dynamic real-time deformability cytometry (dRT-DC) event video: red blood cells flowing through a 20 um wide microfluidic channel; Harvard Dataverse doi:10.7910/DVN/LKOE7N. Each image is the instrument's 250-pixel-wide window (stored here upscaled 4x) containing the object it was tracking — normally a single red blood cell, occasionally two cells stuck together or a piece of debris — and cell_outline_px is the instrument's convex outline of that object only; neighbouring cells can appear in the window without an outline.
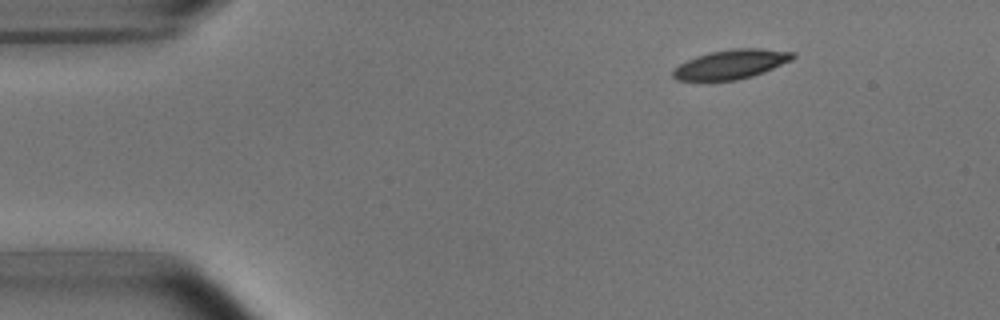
{"species": "common noctule bat (a hibernating species)", "species_latin": "Nyctalus noctula", "temperature_condition": "room temperature", "stored_images_in_passage": 5, "segment_of_instrument_passage": [2, 2], "camera_frame_rate_fps": 3000, "um_per_image_px": 0.085, "animal": {"sex": "male", "body_mass_g": 15.6}, "frame": {"image": 1, "passage_image": 5, "time_ms": 5.333, "image_size_px": [1000, 320], "cell_outline_px": [[796, 56], [792, 60], [764, 72], [752, 76], [736, 80], [676, 80], [672, 76], [672, 68], [696, 56], [708, 52], [732, 48], [760, 48], [796, 52]], "centroid_in_image_um": [62.15, 5.45], "position_along_channel_um": 22.8, "area_um2": 20.58}}